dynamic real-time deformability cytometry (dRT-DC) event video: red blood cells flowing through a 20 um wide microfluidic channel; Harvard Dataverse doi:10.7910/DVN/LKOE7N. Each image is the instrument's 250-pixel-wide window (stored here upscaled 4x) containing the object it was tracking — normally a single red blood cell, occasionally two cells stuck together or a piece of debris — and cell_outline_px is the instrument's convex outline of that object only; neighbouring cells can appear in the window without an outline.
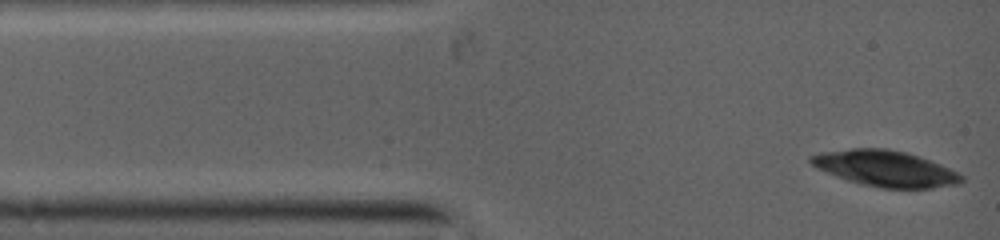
{"species": "common noctule bat (a hibernating species)", "species_latin": "Nyctalus noctula", "temperature_condition": "warm", "stored_images_in_passage": 12, "camera_frame_rate_fps": 5000, "um_per_image_px": 0.085, "animal": {"sex": "female", "body_mass_g": 19.0, "forearm_length_mm": 53.3}, "frame": {"image": 1, "passage_image": 1, "time_ms": 0.0, "image_size_px": [1000, 240], "cell_outline_px": [[964, 180], [956, 184], [932, 188], [880, 188], [848, 180], [836, 176], [812, 164], [808, 160], [808, 156], [824, 152], [852, 148], [880, 148], [904, 152], [928, 160], [948, 168], [964, 176]], "centroid_in_image_um": [75.24, 14.33], "position_along_channel_um": 9.8, "area_um2": 30.81}}
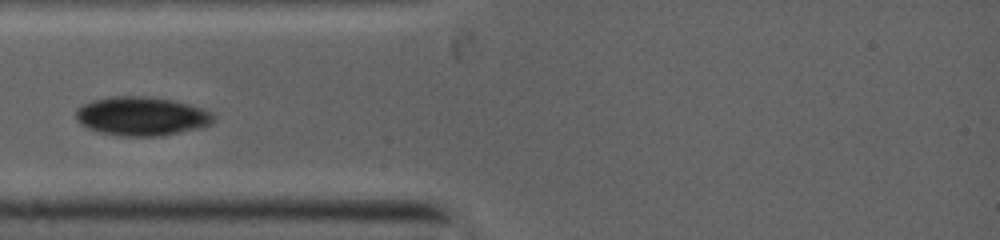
{"frame": {"image": 2, "passage_image": 9, "time_ms": 2.8, "image_size_px": [1000, 240], "cell_outline_px": [[216, 116], [208, 124], [200, 128], [160, 136], [116, 136], [100, 132], [88, 128], [76, 116], [76, 112], [84, 104], [96, 100], [116, 96], [132, 96], [168, 100], [200, 108]], "centroid_in_image_um": [12.03, 9.91], "position_along_channel_um": 73.0, "area_um2": 30.11}}
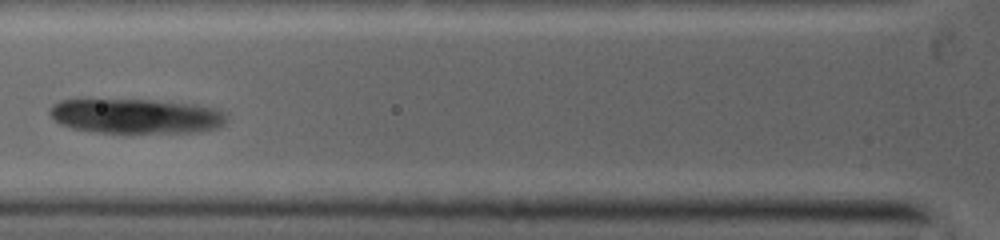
{"frame": {"image": 3, "passage_image": 12, "time_ms": 3.8, "image_size_px": [1000, 240], "cell_outline_px": [[224, 120], [216, 128], [192, 132], [96, 132], [72, 128], [60, 124], [52, 116], [52, 108], [56, 104], [64, 100], [152, 100], [188, 104], [208, 108], [220, 112], [224, 116]], "centroid_in_image_um": [11.49, 9.88], "position_along_channel_um": 114.3, "area_um2": 34.45}}